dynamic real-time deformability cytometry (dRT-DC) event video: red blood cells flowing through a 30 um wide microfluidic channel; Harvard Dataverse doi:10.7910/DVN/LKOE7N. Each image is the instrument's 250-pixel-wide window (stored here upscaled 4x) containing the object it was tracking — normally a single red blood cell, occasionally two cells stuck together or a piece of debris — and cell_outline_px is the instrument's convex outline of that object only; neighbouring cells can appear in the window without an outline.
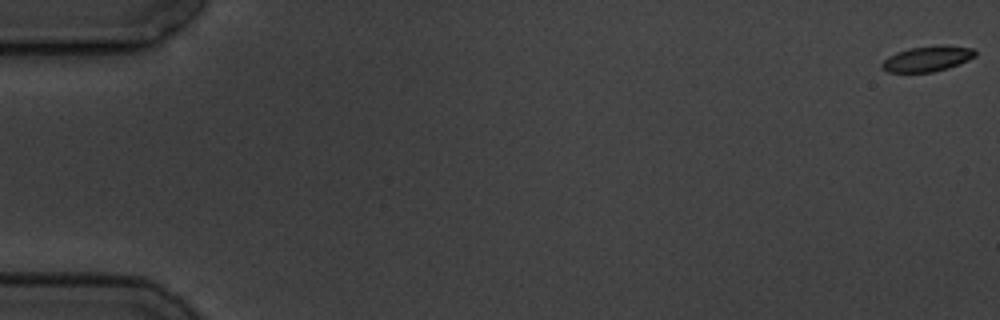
{"species": "common noctule bat (a hibernating species)", "species_latin": "Nyctalus noctula", "temperature_condition": "cold", "stored_images_in_passage": 6, "camera_frame_rate_fps": 3000, "um_per_image_px": 0.085, "animal": {"sex": "male", "body_mass_g": 19.5, "forearm_length_mm": 54.6}, "frame": {"image": 1, "passage_image": 1, "time_ms": 0.0, "image_size_px": [1000, 320], "cell_outline_px": [[976, 56], [968, 60], [948, 68], [932, 72], [888, 72], [880, 68], [880, 64], [888, 56], [896, 52], [908, 48], [940, 44], [944, 44], [976, 48]], "centroid_in_image_um": [78.83, 4.97], "position_along_channel_um": 6.2, "area_um2": 14.16}}
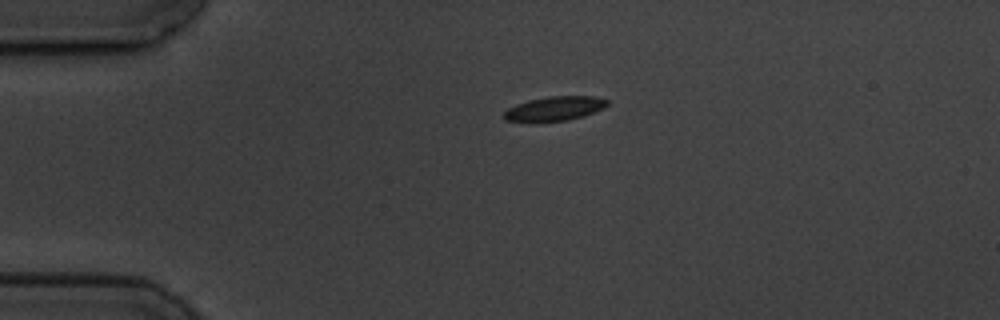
{"frame": {"image": 2, "passage_image": 5, "time_ms": 4.333, "image_size_px": [1000, 320], "cell_outline_px": [[608, 104], [604, 108], [584, 116], [568, 120], [504, 120], [504, 112], [508, 108], [516, 104], [528, 100], [548, 96], [596, 96], [608, 100]], "centroid_in_image_um": [47.2, 9.19], "position_along_channel_um": 37.8, "area_um2": 14.28}}